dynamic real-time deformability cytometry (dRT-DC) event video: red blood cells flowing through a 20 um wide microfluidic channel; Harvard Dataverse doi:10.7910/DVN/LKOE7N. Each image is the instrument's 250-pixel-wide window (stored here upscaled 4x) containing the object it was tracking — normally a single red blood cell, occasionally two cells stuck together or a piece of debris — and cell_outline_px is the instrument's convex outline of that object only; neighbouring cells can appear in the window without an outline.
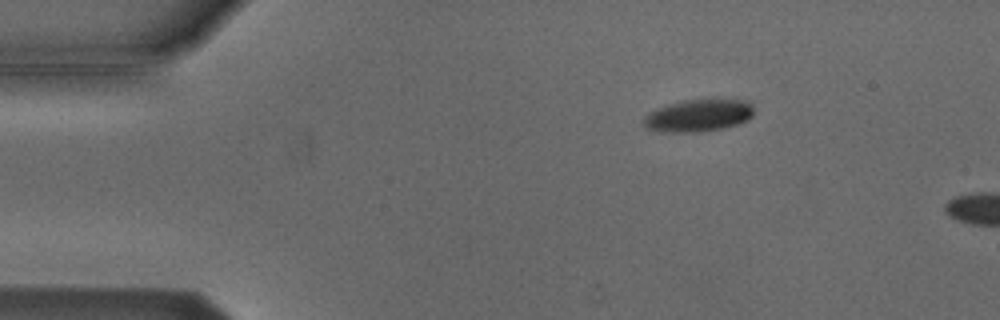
{"species": "Egyptian fruit bat (a non-hibernating species)", "species_latin": "Rousettus aegyptiacus", "temperature_condition": "cold", "stored_images_in_passage": 2, "camera_frame_rate_fps": 3000, "um_per_image_px": 0.085, "animal": {"sex": "male"}, "frame": {"image": 1, "passage_image": 1, "time_ms": 0.0, "image_size_px": [1000, 320], "cell_outline_px": [[752, 116], [748, 120], [740, 124], [700, 132], [664, 132], [648, 128], [644, 124], [644, 116], [656, 108], [684, 100], [744, 100], [752, 104]], "centroid_in_image_um": [59.37, 9.83], "position_along_channel_um": 25.6, "area_um2": 20.46}}